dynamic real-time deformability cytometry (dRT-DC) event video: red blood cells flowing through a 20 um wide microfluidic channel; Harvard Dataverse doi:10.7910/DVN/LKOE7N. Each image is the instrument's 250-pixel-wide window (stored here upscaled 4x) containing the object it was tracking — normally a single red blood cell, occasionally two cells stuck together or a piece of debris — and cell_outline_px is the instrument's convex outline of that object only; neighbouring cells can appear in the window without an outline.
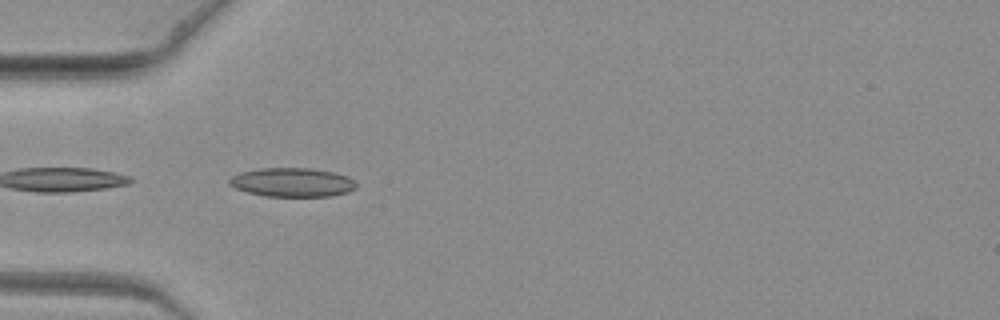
{"species": "common noctule bat (a hibernating species)", "species_latin": "Nyctalus noctula", "temperature_condition": "warm", "stored_images_in_passage": 10, "camera_frame_rate_fps": 3000, "um_per_image_px": 0.085, "animal": {"sex": "female", "body_mass_g": 19.3, "forearm_length_mm": 54.1}, "frame": {"image": 1, "passage_image": 5, "time_ms": 1.333, "image_size_px": [1000, 320], "cell_outline_px": [[356, 188], [348, 192], [328, 196], [264, 196], [248, 192], [236, 188], [228, 184], [228, 180], [232, 176], [240, 172], [260, 168], [308, 168], [336, 172], [348, 176], [356, 184]], "centroid_in_image_um": [24.83, 15.49], "position_along_channel_um": 60.2, "area_um2": 21.39}}
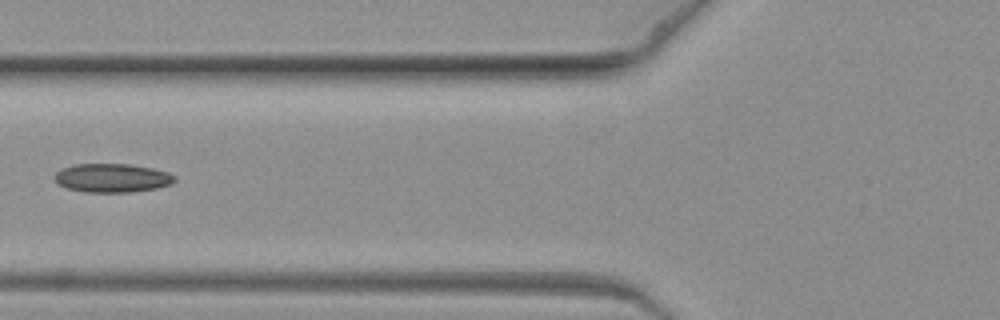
{"frame": {"image": 2, "passage_image": 7, "time_ms": 2.0, "image_size_px": [1000, 320], "cell_outline_px": [[176, 180], [172, 184], [156, 188], [128, 192], [84, 192], [68, 188], [60, 184], [56, 180], [56, 172], [60, 168], [76, 164], [128, 164], [152, 168], [168, 172], [176, 176]], "centroid_in_image_um": [9.56, 15.12], "position_along_channel_um": 116.2, "area_um2": 20.0}}
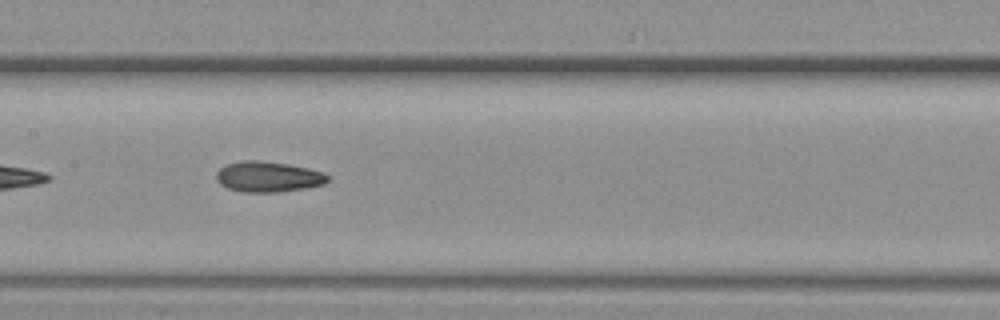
{"frame": {"image": 3, "passage_image": 9, "time_ms": 2.667, "image_size_px": [1000, 320], "cell_outline_px": [[328, 180], [324, 184], [304, 188], [280, 192], [240, 192], [228, 188], [220, 184], [216, 180], [216, 172], [220, 168], [228, 164], [244, 160], [256, 160], [288, 164], [308, 168], [324, 172], [328, 176]], "centroid_in_image_um": [22.78, 15.03], "position_along_channel_um": 184.6, "area_um2": 19.83}}